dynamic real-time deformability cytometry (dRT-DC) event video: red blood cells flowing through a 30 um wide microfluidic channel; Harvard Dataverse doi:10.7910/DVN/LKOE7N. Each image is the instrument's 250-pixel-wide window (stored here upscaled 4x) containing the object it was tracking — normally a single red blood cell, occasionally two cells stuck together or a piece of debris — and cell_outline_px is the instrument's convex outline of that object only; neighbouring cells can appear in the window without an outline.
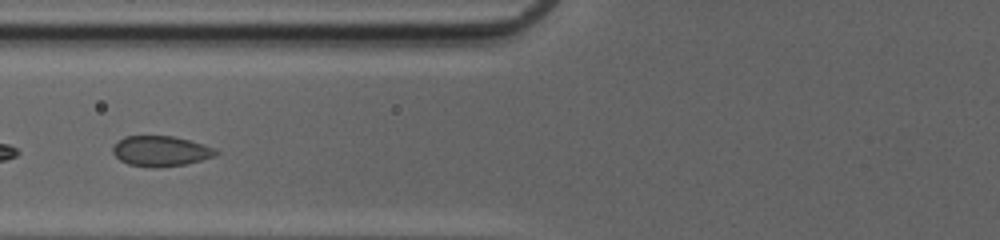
{"species": "common noctule bat (a hibernating species)", "species_latin": "Nyctalus noctula", "temperature_condition": "cold", "stored_images_in_passage": 15, "camera_frame_rate_fps": 3000, "um_per_image_px": 0.085, "animal": {"sex": "female", "body_mass_g": 20.0, "forearm_length_mm": 54.0}, "frame": {"image": 1, "passage_image": 8, "time_ms": 2.333, "image_size_px": [1000, 240], "cell_outline_px": [[220, 152], [216, 156], [184, 164], [156, 168], [148, 168], [128, 164], [120, 160], [112, 152], [112, 148], [124, 136], [172, 136], [188, 140], [216, 148]], "centroid_in_image_um": [13.67, 12.85], "position_along_channel_um": 112.1, "area_um2": 18.21}}